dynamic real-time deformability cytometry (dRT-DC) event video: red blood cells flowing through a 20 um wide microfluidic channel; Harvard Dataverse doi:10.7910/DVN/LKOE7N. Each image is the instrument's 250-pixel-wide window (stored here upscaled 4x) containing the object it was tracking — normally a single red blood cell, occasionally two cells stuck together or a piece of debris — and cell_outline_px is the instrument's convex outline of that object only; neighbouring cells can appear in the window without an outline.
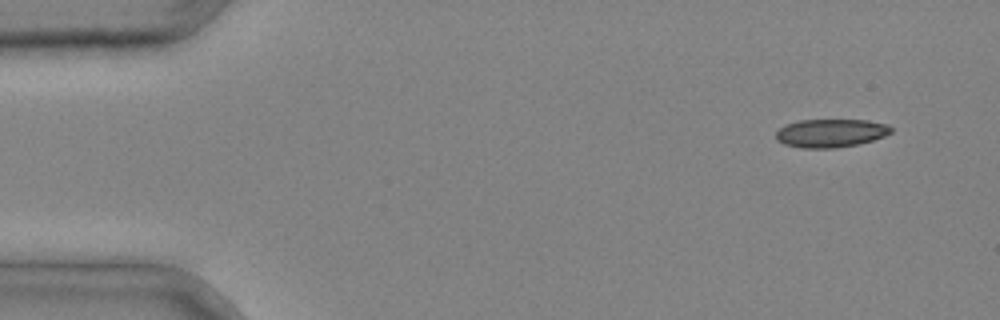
{"species": "common noctule bat (a hibernating species)", "species_latin": "Nyctalus noctula", "temperature_condition": "cold", "stored_images_in_passage": 3, "camera_frame_rate_fps": 3000, "um_per_image_px": 0.085, "animal": {"sex": "male", "body_mass_g": 20.4}, "frame": {"image": 1, "passage_image": 1, "time_ms": 0.0, "image_size_px": [1000, 320], "cell_outline_px": [[892, 132], [884, 136], [872, 140], [856, 144], [836, 148], [800, 148], [784, 144], [776, 140], [776, 132], [784, 124], [800, 120], [868, 120], [888, 124], [892, 128]], "centroid_in_image_um": [70.59, 11.31], "position_along_channel_um": 14.4, "area_um2": 19.07}}